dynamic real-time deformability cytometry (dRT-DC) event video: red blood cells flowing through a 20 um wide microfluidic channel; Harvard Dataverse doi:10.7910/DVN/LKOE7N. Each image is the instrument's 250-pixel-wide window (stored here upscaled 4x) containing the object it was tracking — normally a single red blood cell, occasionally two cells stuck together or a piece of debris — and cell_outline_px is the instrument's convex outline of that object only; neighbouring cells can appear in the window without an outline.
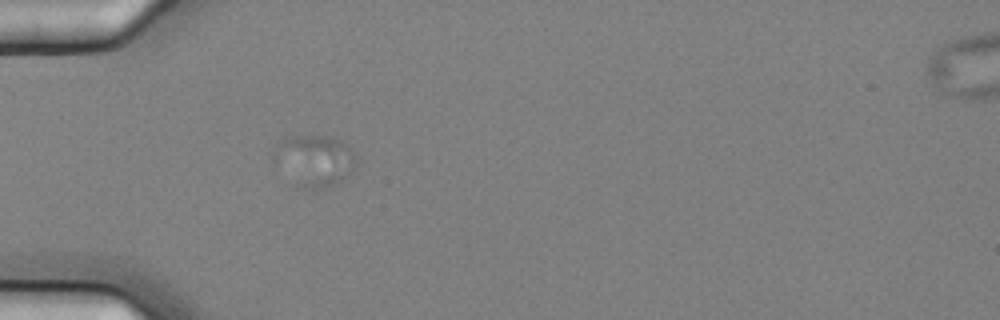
{"species": "common noctule bat (a hibernating species)", "species_latin": "Nyctalus noctula", "temperature_condition": "cold", "stored_images_in_passage": 5, "camera_frame_rate_fps": 3000, "um_per_image_px": 0.085, "animal": {"sex": "female", "body_mass_g": 25.1}, "frame": {"image": 1, "passage_image": 5, "time_ms": 1.333, "image_size_px": [1000, 320], "cell_outline_px": [[356, 160], [352, 168], [336, 184], [316, 192], [300, 188], [296, 184], [280, 144], [280, 140], [288, 136], [332, 136], [348, 144]], "centroid_in_image_um": [26.97, 13.65], "position_along_channel_um": 58.0, "area_um2": 22.37}}